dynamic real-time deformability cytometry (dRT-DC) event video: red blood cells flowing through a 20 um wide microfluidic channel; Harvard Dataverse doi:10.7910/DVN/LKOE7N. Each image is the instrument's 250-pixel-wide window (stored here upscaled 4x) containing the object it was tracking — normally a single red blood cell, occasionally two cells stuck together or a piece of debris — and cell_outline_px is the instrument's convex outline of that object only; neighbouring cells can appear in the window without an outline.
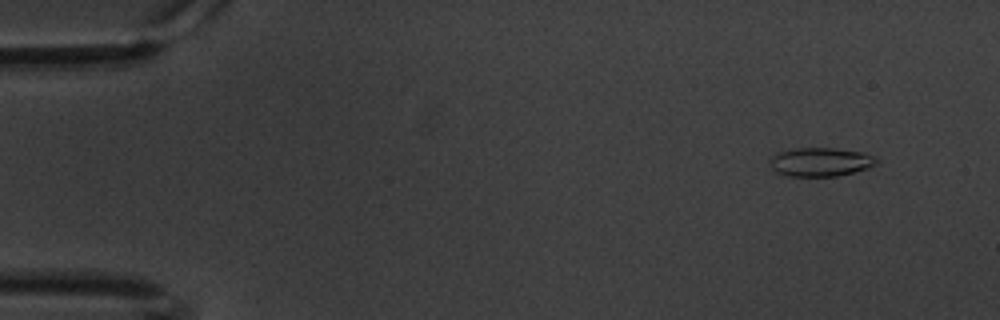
{"species": "common noctule bat (a hibernating species)", "species_latin": "Nyctalus noctula", "temperature_condition": "warm", "stored_images_in_passage": 61, "camera_frame_rate_fps": 3000, "um_per_image_px": 0.085, "animal": {"sex": "male", "body_mass_g": 20.1, "forearm_length_mm": 53.5}, "frame": {"image": 1, "passage_image": 6, "time_ms": 1.667, "image_size_px": [1000, 320], "cell_outline_px": [[880, 160], [876, 164], [868, 168], [836, 176], [788, 176], [776, 172], [768, 164], [768, 160], [772, 156], [780, 152], [796, 148], [832, 148], [864, 152], [876, 156]], "centroid_in_image_um": [69.75, 13.76], "position_along_channel_um": 15.2, "area_um2": 17.98}}
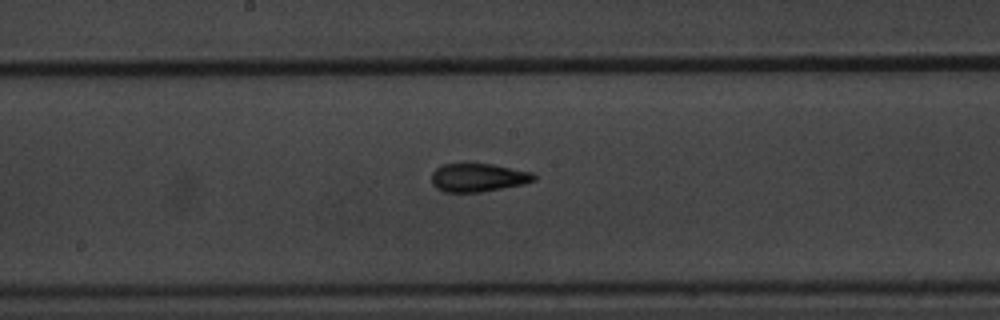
{"frame": {"image": 2, "passage_image": 33, "time_ms": 10.667, "image_size_px": [1000, 320], "cell_outline_px": [[536, 180], [524, 184], [480, 192], [444, 192], [436, 188], [432, 184], [432, 172], [436, 168], [444, 164], [492, 164], [532, 172], [536, 176]], "centroid_in_image_um": [40.64, 15.1], "position_along_channel_um": 207.6, "area_um2": 16.88}}
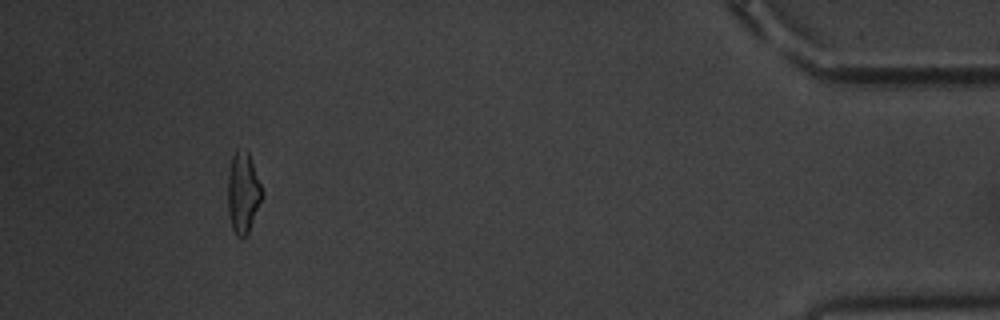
{"frame": {"image": 3, "passage_image": 57, "time_ms": 18.667, "image_size_px": [1000, 320], "cell_outline_px": [[264, 196], [248, 232], [244, 236], [236, 236], [232, 228], [228, 212], [228, 172], [232, 156], [236, 152], [248, 152], [264, 192]], "centroid_in_image_um": [20.67, 16.41], "position_along_channel_um": 414.5, "area_um2": 15.95}, "authors_computed_cell_mechanics": {"area_um2": 16.8198, "velocity_mm_per_s": 3.3615, "shape_relaxation_time_tau1_ms": 3.664, "shape_relaxation_time_tau2_ms": 2.5006, "deformation_change_tau1": 0.1405, "deformation_change_tau2": 0.0985}}